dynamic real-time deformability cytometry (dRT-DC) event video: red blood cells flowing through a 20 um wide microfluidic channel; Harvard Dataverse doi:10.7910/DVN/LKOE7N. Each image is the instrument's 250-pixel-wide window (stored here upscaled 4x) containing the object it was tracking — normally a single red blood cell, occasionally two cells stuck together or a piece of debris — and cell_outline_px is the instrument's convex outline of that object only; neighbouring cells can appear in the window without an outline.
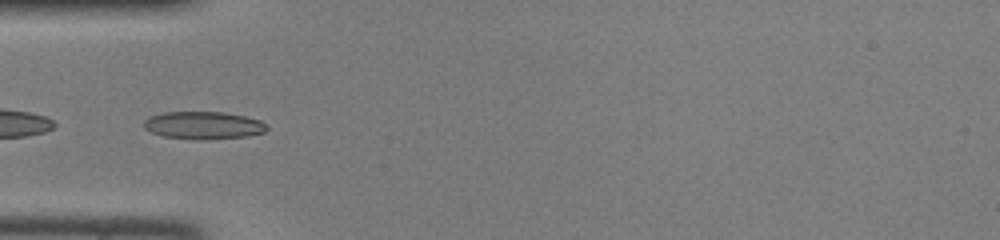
{"species": "common noctule bat (a hibernating species)", "species_latin": "Nyctalus noctula", "temperature_condition": "room temperature", "stored_images_in_passage": 41, "camera_frame_rate_fps": 3000, "um_per_image_px": 0.085, "animal": {"sex": "female", "body_mass_g": 22.0, "forearm_length_mm": 56.7}, "frame": {"image": 1, "passage_image": 13, "time_ms": 4.0, "image_size_px": [1000, 240], "cell_outline_px": [[268, 128], [264, 132], [248, 136], [164, 136], [152, 132], [144, 128], [144, 120], [148, 116], [164, 112], [224, 112], [244, 116], [260, 120]], "centroid_in_image_um": [17.27, 10.58], "position_along_channel_um": 67.7, "area_um2": 18.5}}
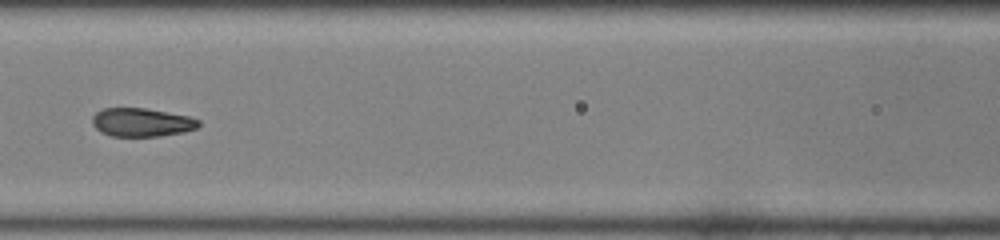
{"frame": {"image": 2, "passage_image": 19, "time_ms": 6.0, "image_size_px": [1000, 240], "cell_outline_px": [[200, 124], [196, 128], [184, 132], [160, 136], [112, 136], [100, 132], [92, 124], [92, 116], [96, 112], [104, 108], [144, 108], [188, 116], [200, 120]], "centroid_in_image_um": [12.02, 10.4], "position_along_channel_um": 154.6, "area_um2": 17.63}}
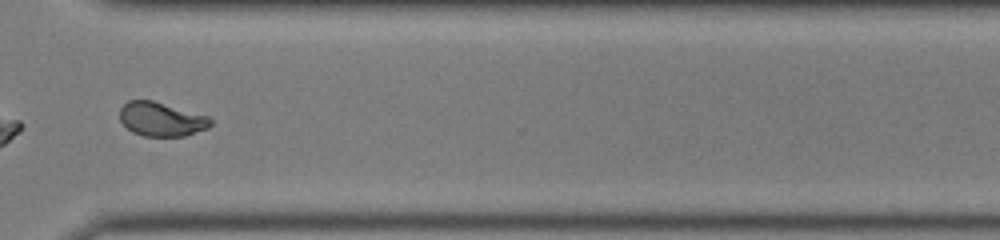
{"frame": {"image": 3, "passage_image": 33, "time_ms": 10.667, "image_size_px": [1000, 240], "cell_outline_px": [[212, 124], [208, 128], [184, 136], [144, 136], [132, 132], [120, 120], [120, 108], [128, 100], [152, 100], [208, 116], [212, 120]], "centroid_in_image_um": [13.71, 10.13], "position_along_channel_um": 356.9, "area_um2": 17.92}}